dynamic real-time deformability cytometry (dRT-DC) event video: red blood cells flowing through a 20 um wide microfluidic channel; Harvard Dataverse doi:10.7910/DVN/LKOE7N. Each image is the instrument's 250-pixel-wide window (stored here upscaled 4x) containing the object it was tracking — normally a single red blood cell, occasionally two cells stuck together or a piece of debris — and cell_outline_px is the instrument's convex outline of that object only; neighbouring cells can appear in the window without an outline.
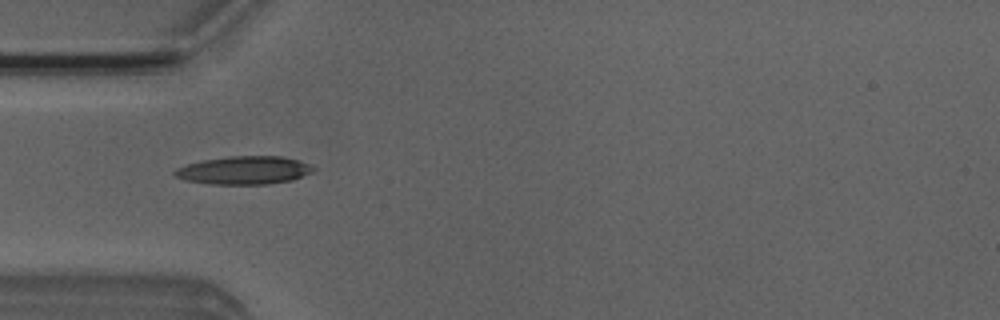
{"species": "Egyptian fruit bat (a non-hibernating species)", "species_latin": "Rousettus aegyptiacus", "temperature_condition": "room temperature", "stored_images_in_passage": 8, "camera_frame_rate_fps": 3000, "um_per_image_px": 0.085, "animal": {"sex": "male"}, "frame": {"image": 1, "passage_image": 5, "time_ms": 4.667, "image_size_px": [1000, 320], "cell_outline_px": [[316, 168], [312, 172], [292, 180], [268, 184], [208, 184], [184, 180], [176, 176], [172, 172], [188, 164], [204, 160], [232, 156], [280, 156], [296, 160], [308, 164]], "centroid_in_image_um": [20.76, 14.48], "position_along_channel_um": 64.2, "area_um2": 22.43}}
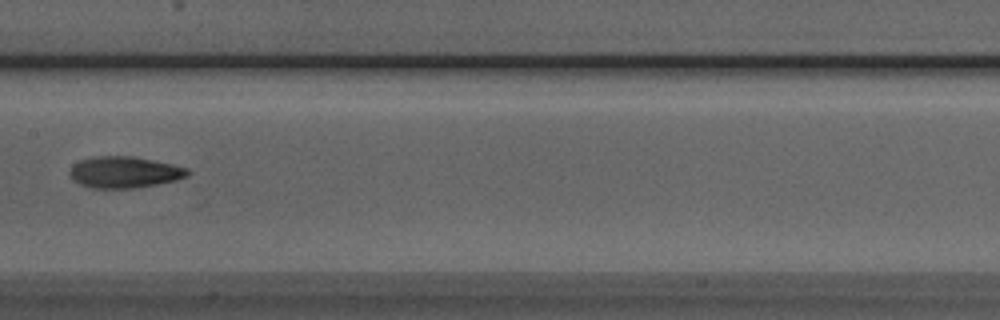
{"frame": {"image": 2, "passage_image": 8, "time_ms": 8.0, "image_size_px": [1000, 320], "cell_outline_px": [[192, 172], [188, 176], [176, 180], [156, 184], [132, 188], [92, 188], [80, 184], [72, 180], [68, 172], [72, 164], [80, 160], [92, 156], [132, 156], [172, 164], [188, 168]], "centroid_in_image_um": [10.55, 14.63], "position_along_channel_um": 196.9, "area_um2": 21.73}}